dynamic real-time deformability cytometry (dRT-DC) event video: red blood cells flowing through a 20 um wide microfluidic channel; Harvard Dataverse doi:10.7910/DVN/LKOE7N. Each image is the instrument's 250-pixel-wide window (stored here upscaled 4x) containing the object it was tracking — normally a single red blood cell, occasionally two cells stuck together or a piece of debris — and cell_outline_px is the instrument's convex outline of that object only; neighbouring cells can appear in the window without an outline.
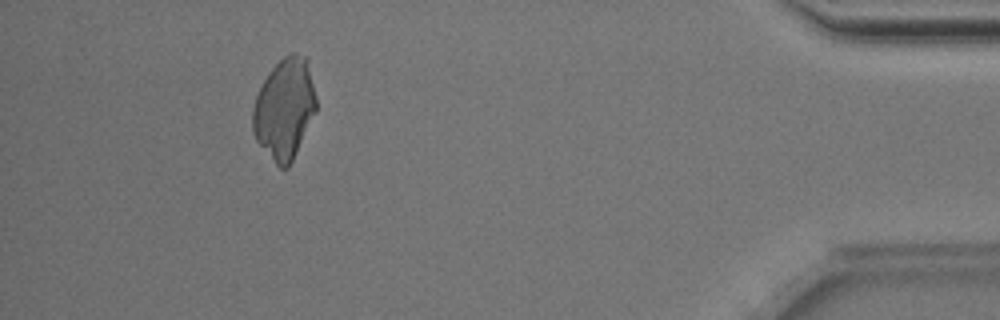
{"species": "Egyptian fruit bat (a non-hibernating species)", "species_latin": "Rousettus aegyptiacus", "temperature_condition": "room temperature", "stored_images_in_passage": 46, "segment_of_instrument_passage": [4, 4], "camera_frame_rate_fps": 3000, "um_per_image_px": 0.085, "animal": {"sex": "male"}, "frame": {"image": 1, "passage_image": 43, "time_ms": 14.0, "image_size_px": [1000, 320], "cell_outline_px": [[316, 108], [288, 164], [284, 168], [276, 160], [256, 136], [256, 100], [268, 76], [280, 64], [304, 68], [312, 88], [316, 104]], "centroid_in_image_um": [24.16, 9.45], "position_along_channel_um": 411.0, "area_um2": 30.75}}